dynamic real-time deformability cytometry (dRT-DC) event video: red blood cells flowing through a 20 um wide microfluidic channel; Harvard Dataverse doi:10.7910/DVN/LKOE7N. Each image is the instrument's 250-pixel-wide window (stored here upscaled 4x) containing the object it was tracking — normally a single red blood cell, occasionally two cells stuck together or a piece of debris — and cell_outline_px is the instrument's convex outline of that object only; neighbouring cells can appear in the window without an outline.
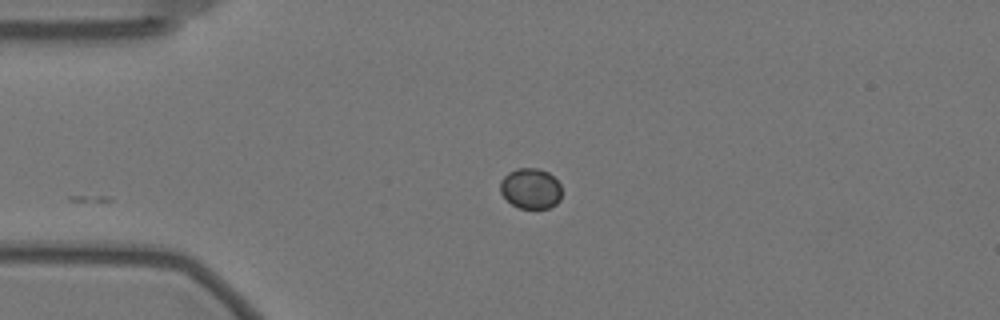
{"species": "Egyptian fruit bat (a non-hibernating species)", "species_latin": "Rousettus aegyptiacus", "temperature_condition": "warm", "stored_images_in_passage": 20, "camera_frame_rate_fps": 3000, "um_per_image_px": 0.085, "animal": {"sex": "female"}, "frame": {"image": 1, "passage_image": 1, "time_ms": 0.0, "image_size_px": [1000, 320], "cell_outline_px": [[560, 200], [556, 204], [548, 208], [520, 208], [512, 204], [500, 192], [500, 180], [508, 172], [516, 168], [540, 168], [548, 172], [560, 184]], "centroid_in_image_um": [45.09, 16.01], "position_along_channel_um": 39.9, "area_um2": 14.51}}
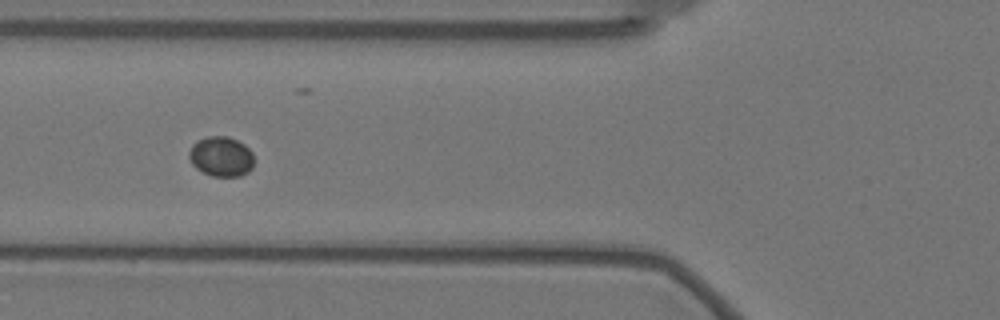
{"frame": {"image": 2, "passage_image": 9, "time_ms": 2.667, "image_size_px": [1000, 320], "cell_outline_px": [[252, 168], [248, 172], [240, 176], [212, 176], [196, 168], [192, 164], [188, 156], [188, 152], [192, 144], [208, 136], [228, 136], [244, 144], [252, 152]], "centroid_in_image_um": [18.78, 13.3], "position_along_channel_um": 107.0, "area_um2": 15.03}}
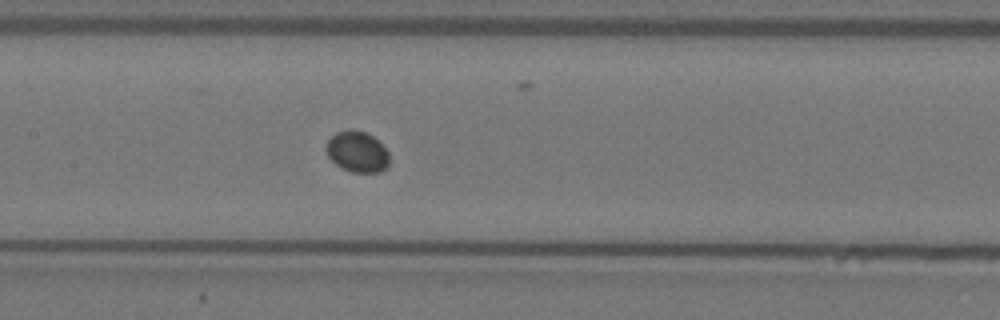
{"frame": {"image": 3, "passage_image": 15, "time_ms": 4.667, "image_size_px": [1000, 320], "cell_outline_px": [[388, 168], [380, 172], [352, 172], [340, 168], [328, 156], [324, 148], [328, 140], [336, 132], [352, 128], [364, 132], [372, 136], [388, 152]], "centroid_in_image_um": [30.33, 12.9], "position_along_channel_um": 177.1, "area_um2": 15.09}}